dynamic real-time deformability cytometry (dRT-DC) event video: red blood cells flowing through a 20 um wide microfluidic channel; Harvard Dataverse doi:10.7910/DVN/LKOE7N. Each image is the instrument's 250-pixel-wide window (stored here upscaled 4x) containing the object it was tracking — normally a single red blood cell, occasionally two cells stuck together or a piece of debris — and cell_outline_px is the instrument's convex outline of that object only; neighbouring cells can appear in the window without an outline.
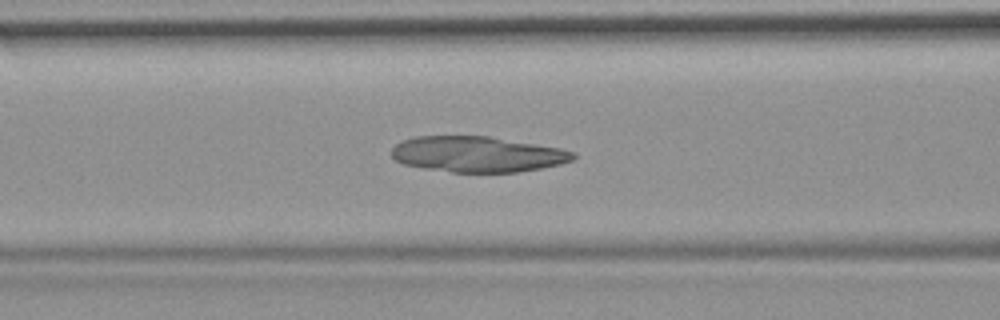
{"species": "common noctule bat (a hibernating species)", "species_latin": "Nyctalus noctula", "temperature_condition": "room temperature", "stored_images_in_passage": 47, "camera_frame_rate_fps": 3000, "um_per_image_px": 0.085, "animal": {"sex": "female", "body_mass_g": 19.9}, "frame": {"image": 1, "passage_image": 15, "time_ms": 4.667, "image_size_px": [1000, 320], "cell_outline_px": [[576, 156], [572, 160], [560, 164], [520, 172], [452, 172], [424, 168], [404, 164], [396, 160], [392, 156], [392, 148], [400, 140], [416, 136], [488, 136], [560, 148], [576, 152]], "centroid_in_image_um": [40.57, 13.11], "position_along_channel_um": 126.0, "area_um2": 37.74}}
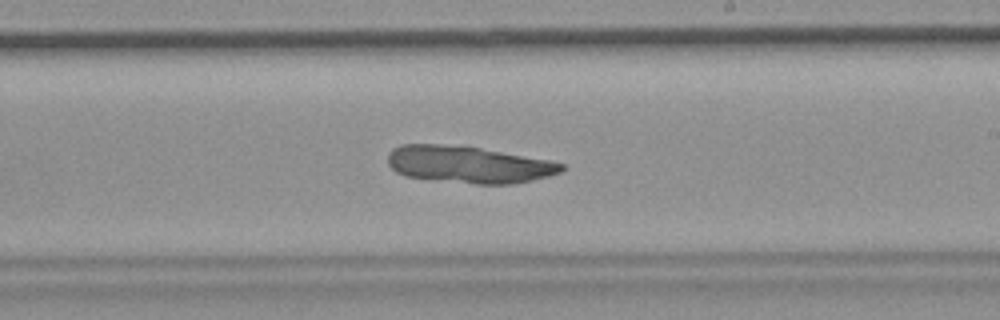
{"frame": {"image": 2, "passage_image": 25, "time_ms": 8.0, "image_size_px": [1000, 320], "cell_outline_px": [[568, 168], [560, 172], [548, 176], [532, 180], [512, 184], [476, 184], [404, 176], [396, 172], [388, 164], [388, 152], [392, 148], [400, 144], [440, 144], [480, 148], [552, 160], [564, 164]], "centroid_in_image_um": [39.84, 13.98], "position_along_channel_um": 249.2, "area_um2": 37.51}}
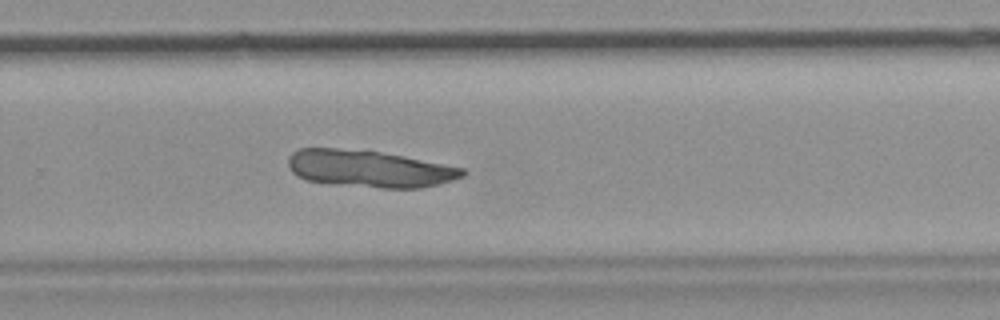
{"frame": {"image": 3, "passage_image": 29, "time_ms": 9.333, "image_size_px": [1000, 320], "cell_outline_px": [[468, 172], [464, 176], [440, 184], [420, 188], [380, 188], [332, 184], [308, 180], [296, 176], [288, 168], [288, 156], [292, 152], [300, 148], [336, 148], [380, 152], [404, 156], [464, 168]], "centroid_in_image_um": [31.38, 14.35], "position_along_channel_um": 298.4, "area_um2": 37.74}}